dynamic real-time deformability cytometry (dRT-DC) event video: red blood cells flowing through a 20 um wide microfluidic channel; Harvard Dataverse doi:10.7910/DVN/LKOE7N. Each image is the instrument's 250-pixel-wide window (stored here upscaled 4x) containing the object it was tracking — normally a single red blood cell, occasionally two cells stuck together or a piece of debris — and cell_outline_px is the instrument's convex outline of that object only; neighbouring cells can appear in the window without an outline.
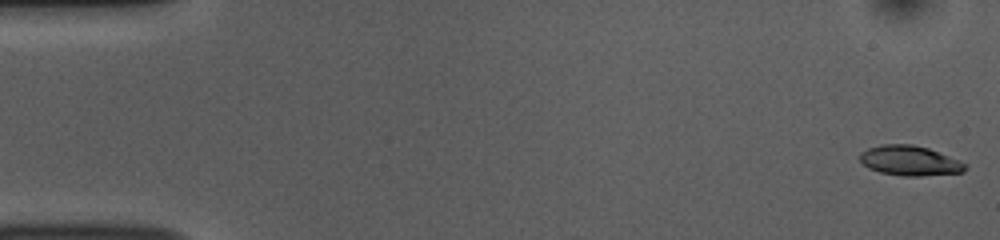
{"species": "common noctule bat (a hibernating species)", "species_latin": "Nyctalus noctula", "temperature_condition": "room temperature", "stored_images_in_passage": 52, "camera_frame_rate_fps": 3000, "um_per_image_px": 0.085, "animal": {"sex": "female", "body_mass_g": 10.0, "forearm_length_mm": 53.1}, "frame": {"image": 1, "passage_image": 1, "time_ms": 0.0, "image_size_px": [1000, 240], "cell_outline_px": [[968, 168], [964, 172], [920, 176], [904, 176], [880, 172], [868, 168], [860, 160], [860, 152], [868, 148], [880, 144], [912, 144], [928, 148], [960, 160], [968, 164]], "centroid_in_image_um": [77.36, 13.65], "position_along_channel_um": 7.6, "area_um2": 18.5}}
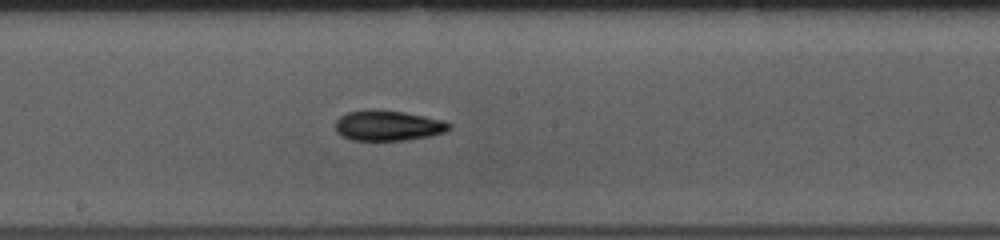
{"frame": {"image": 2, "passage_image": 28, "time_ms": 9.0, "image_size_px": [1000, 240], "cell_outline_px": [[452, 128], [444, 132], [428, 136], [404, 140], [352, 140], [340, 136], [336, 132], [336, 120], [340, 116], [348, 112], [404, 112], [424, 116], [440, 120], [452, 124]], "centroid_in_image_um": [32.98, 10.71], "position_along_channel_um": 215.2, "area_um2": 19.36}}
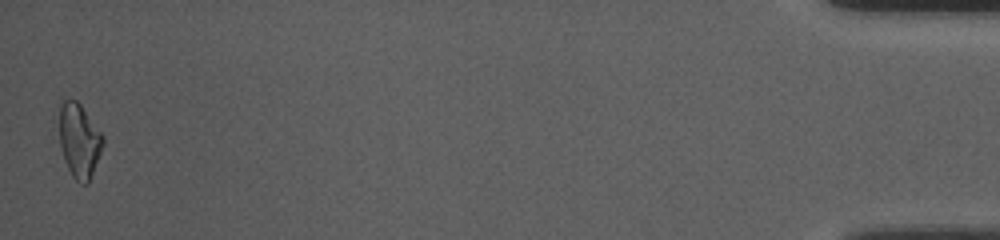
{"frame": {"image": 3, "passage_image": 52, "time_ms": 17.0, "image_size_px": [1000, 240], "cell_outline_px": [[104, 144], [88, 184], [80, 184], [72, 176], [64, 160], [60, 144], [60, 104], [64, 100], [76, 100], [80, 104], [104, 136]], "centroid_in_image_um": [6.75, 11.97], "position_along_channel_um": 428.5, "area_um2": 18.73}, "authors_computed_cell_mechanics": {"area_um2": 18.7272, "velocity_mm_per_s": 3.8131, "shape_relaxation_time_tau1_ms": 4.9776, "shape_relaxation_time_tau2_ms": 5.3438, "deformation_change_tau1": 0.1567, "deformation_change_tau2": 0.1371}}